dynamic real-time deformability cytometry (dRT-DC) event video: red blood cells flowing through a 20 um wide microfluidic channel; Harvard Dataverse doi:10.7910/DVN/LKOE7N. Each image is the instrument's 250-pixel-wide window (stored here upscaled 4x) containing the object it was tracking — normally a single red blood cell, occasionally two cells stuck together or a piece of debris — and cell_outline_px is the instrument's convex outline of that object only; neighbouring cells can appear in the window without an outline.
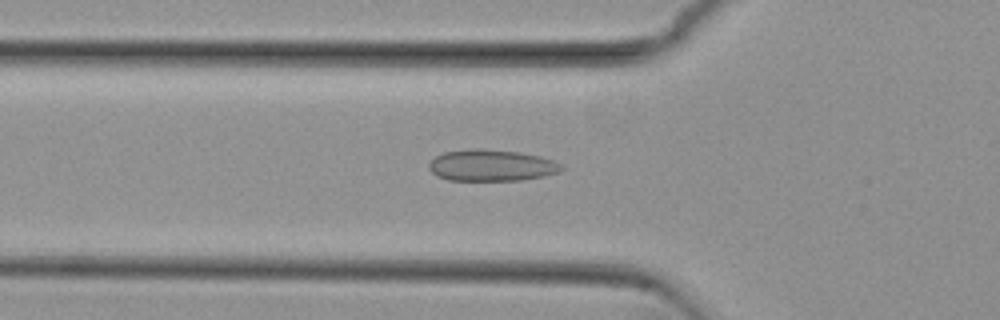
{"species": "common noctule bat (a hibernating species)", "species_latin": "Nyctalus noctula", "temperature_condition": "cold", "stored_images_in_passage": 52, "camera_frame_rate_fps": 3000, "um_per_image_px": 0.085, "animal": {"sex": "female", "body_mass_g": 29.2, "forearm_length_mm": 56.3}, "frame": {"image": 1, "passage_image": 17, "time_ms": 5.333, "image_size_px": [1000, 320], "cell_outline_px": [[564, 168], [560, 172], [544, 176], [520, 180], [448, 180], [436, 176], [428, 168], [428, 164], [436, 156], [444, 152], [476, 148], [520, 152], [540, 156], [552, 160], [560, 164]], "centroid_in_image_um": [41.77, 14.06], "position_along_channel_um": 84.0, "area_um2": 24.28}}
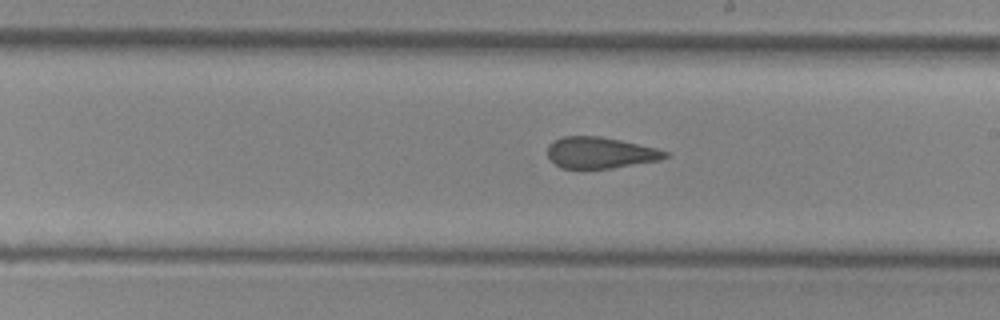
{"frame": {"image": 2, "passage_image": 29, "time_ms": 9.333, "image_size_px": [1000, 320], "cell_outline_px": [[668, 156], [660, 160], [612, 168], [560, 168], [548, 156], [548, 144], [564, 136], [600, 136], [620, 140], [656, 148], [668, 152]], "centroid_in_image_um": [51.02, 12.98], "position_along_channel_um": 238.0, "area_um2": 21.21}}
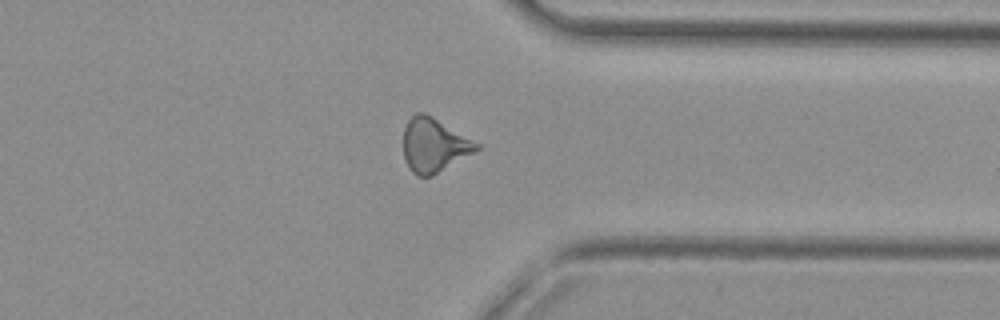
{"frame": {"image": 3, "passage_image": 40, "time_ms": 13.0, "image_size_px": [1000, 320], "cell_outline_px": [[480, 148], [432, 176], [416, 176], [412, 172], [404, 156], [404, 128], [408, 120], [416, 112], [424, 112], [432, 116], [480, 144]], "centroid_in_image_um": [36.87, 12.32], "position_along_channel_um": 374.5, "area_um2": 22.6}, "authors_computed_cell_mechanics": {"area_um2": 23.0911, "velocity_mm_per_s": 3.8316, "shape_relaxation_time_tau1_ms": null, "shape_relaxation_time_tau2_ms": 1.8602, "deformation_change_tau1": null, "deformation_change_tau2": 0.1067}}